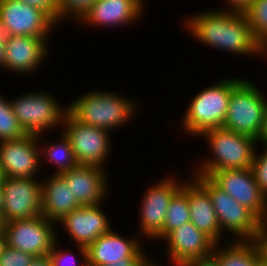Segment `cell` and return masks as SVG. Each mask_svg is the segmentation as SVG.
<instances>
[{
	"label": "cell",
	"mask_w": 267,
	"mask_h": 266,
	"mask_svg": "<svg viewBox=\"0 0 267 266\" xmlns=\"http://www.w3.org/2000/svg\"><path fill=\"white\" fill-rule=\"evenodd\" d=\"M190 222V208L188 201V179L184 180L182 187L173 195L169 203L163 231L154 239L159 242L173 230L184 223Z\"/></svg>",
	"instance_id": "25"
},
{
	"label": "cell",
	"mask_w": 267,
	"mask_h": 266,
	"mask_svg": "<svg viewBox=\"0 0 267 266\" xmlns=\"http://www.w3.org/2000/svg\"><path fill=\"white\" fill-rule=\"evenodd\" d=\"M55 224L44 216L38 215L31 219L4 223V232L9 247L29 253L34 257H41L49 255L58 240Z\"/></svg>",
	"instance_id": "9"
},
{
	"label": "cell",
	"mask_w": 267,
	"mask_h": 266,
	"mask_svg": "<svg viewBox=\"0 0 267 266\" xmlns=\"http://www.w3.org/2000/svg\"><path fill=\"white\" fill-rule=\"evenodd\" d=\"M50 37L6 35L4 70L32 75L48 57Z\"/></svg>",
	"instance_id": "15"
},
{
	"label": "cell",
	"mask_w": 267,
	"mask_h": 266,
	"mask_svg": "<svg viewBox=\"0 0 267 266\" xmlns=\"http://www.w3.org/2000/svg\"><path fill=\"white\" fill-rule=\"evenodd\" d=\"M266 102L258 86L244 77L230 95L223 127L259 141Z\"/></svg>",
	"instance_id": "6"
},
{
	"label": "cell",
	"mask_w": 267,
	"mask_h": 266,
	"mask_svg": "<svg viewBox=\"0 0 267 266\" xmlns=\"http://www.w3.org/2000/svg\"><path fill=\"white\" fill-rule=\"evenodd\" d=\"M258 266H267V261L264 260L261 256L259 257V264Z\"/></svg>",
	"instance_id": "44"
},
{
	"label": "cell",
	"mask_w": 267,
	"mask_h": 266,
	"mask_svg": "<svg viewBox=\"0 0 267 266\" xmlns=\"http://www.w3.org/2000/svg\"><path fill=\"white\" fill-rule=\"evenodd\" d=\"M254 241L258 247L260 256L267 261V233L260 230Z\"/></svg>",
	"instance_id": "35"
},
{
	"label": "cell",
	"mask_w": 267,
	"mask_h": 266,
	"mask_svg": "<svg viewBox=\"0 0 267 266\" xmlns=\"http://www.w3.org/2000/svg\"><path fill=\"white\" fill-rule=\"evenodd\" d=\"M106 169L94 165H77L61 173L80 206L104 203L109 193ZM108 193V194H107Z\"/></svg>",
	"instance_id": "20"
},
{
	"label": "cell",
	"mask_w": 267,
	"mask_h": 266,
	"mask_svg": "<svg viewBox=\"0 0 267 266\" xmlns=\"http://www.w3.org/2000/svg\"><path fill=\"white\" fill-rule=\"evenodd\" d=\"M42 137V135L38 136L41 166H43L42 161L45 158L44 163H51L56 167V171H53L52 174H61L78 165L70 141L62 131L61 136L58 137L61 139L52 141L46 145L44 143L40 144L43 140L40 139Z\"/></svg>",
	"instance_id": "24"
},
{
	"label": "cell",
	"mask_w": 267,
	"mask_h": 266,
	"mask_svg": "<svg viewBox=\"0 0 267 266\" xmlns=\"http://www.w3.org/2000/svg\"><path fill=\"white\" fill-rule=\"evenodd\" d=\"M58 241L59 240L56 241L53 250L49 253V257L52 260V266H87L86 247L76 245L78 252L77 254H79L80 258L82 257V259H79L82 261H79L76 259L75 257L76 255L72 254L73 252L70 251L71 249L69 250L65 248L62 249Z\"/></svg>",
	"instance_id": "28"
},
{
	"label": "cell",
	"mask_w": 267,
	"mask_h": 266,
	"mask_svg": "<svg viewBox=\"0 0 267 266\" xmlns=\"http://www.w3.org/2000/svg\"><path fill=\"white\" fill-rule=\"evenodd\" d=\"M4 231V221L2 216L0 215V233Z\"/></svg>",
	"instance_id": "45"
},
{
	"label": "cell",
	"mask_w": 267,
	"mask_h": 266,
	"mask_svg": "<svg viewBox=\"0 0 267 266\" xmlns=\"http://www.w3.org/2000/svg\"><path fill=\"white\" fill-rule=\"evenodd\" d=\"M8 247V239L6 233L3 231L2 233H0V257L3 255V253Z\"/></svg>",
	"instance_id": "40"
},
{
	"label": "cell",
	"mask_w": 267,
	"mask_h": 266,
	"mask_svg": "<svg viewBox=\"0 0 267 266\" xmlns=\"http://www.w3.org/2000/svg\"><path fill=\"white\" fill-rule=\"evenodd\" d=\"M26 135L15 116L10 99L0 95V142L16 140Z\"/></svg>",
	"instance_id": "27"
},
{
	"label": "cell",
	"mask_w": 267,
	"mask_h": 266,
	"mask_svg": "<svg viewBox=\"0 0 267 266\" xmlns=\"http://www.w3.org/2000/svg\"><path fill=\"white\" fill-rule=\"evenodd\" d=\"M41 166L39 139L26 134L0 142V168L3 177L36 178Z\"/></svg>",
	"instance_id": "14"
},
{
	"label": "cell",
	"mask_w": 267,
	"mask_h": 266,
	"mask_svg": "<svg viewBox=\"0 0 267 266\" xmlns=\"http://www.w3.org/2000/svg\"><path fill=\"white\" fill-rule=\"evenodd\" d=\"M203 137L207 142L210 157L199 161V165L191 175L209 176L215 171L222 169H243L251 168L254 152L259 145L258 141L250 136L238 134L235 131L219 127L205 131Z\"/></svg>",
	"instance_id": "3"
},
{
	"label": "cell",
	"mask_w": 267,
	"mask_h": 266,
	"mask_svg": "<svg viewBox=\"0 0 267 266\" xmlns=\"http://www.w3.org/2000/svg\"><path fill=\"white\" fill-rule=\"evenodd\" d=\"M242 77L222 78L198 92L189 102L179 124L185 133L201 136L205 131L223 127L230 95Z\"/></svg>",
	"instance_id": "4"
},
{
	"label": "cell",
	"mask_w": 267,
	"mask_h": 266,
	"mask_svg": "<svg viewBox=\"0 0 267 266\" xmlns=\"http://www.w3.org/2000/svg\"><path fill=\"white\" fill-rule=\"evenodd\" d=\"M129 237V238H128ZM141 237L123 235L111 229L94 240L87 248V266H102L125 262V258L145 257Z\"/></svg>",
	"instance_id": "17"
},
{
	"label": "cell",
	"mask_w": 267,
	"mask_h": 266,
	"mask_svg": "<svg viewBox=\"0 0 267 266\" xmlns=\"http://www.w3.org/2000/svg\"><path fill=\"white\" fill-rule=\"evenodd\" d=\"M50 93L32 91L10 99L12 110L26 134L43 135L63 126L68 107ZM47 132V133H46Z\"/></svg>",
	"instance_id": "7"
},
{
	"label": "cell",
	"mask_w": 267,
	"mask_h": 266,
	"mask_svg": "<svg viewBox=\"0 0 267 266\" xmlns=\"http://www.w3.org/2000/svg\"><path fill=\"white\" fill-rule=\"evenodd\" d=\"M258 143L267 145V102L264 108L262 132Z\"/></svg>",
	"instance_id": "39"
},
{
	"label": "cell",
	"mask_w": 267,
	"mask_h": 266,
	"mask_svg": "<svg viewBox=\"0 0 267 266\" xmlns=\"http://www.w3.org/2000/svg\"><path fill=\"white\" fill-rule=\"evenodd\" d=\"M188 201L190 222L215 243H220L222 236L226 233H221L216 212L207 190L193 176L188 181Z\"/></svg>",
	"instance_id": "22"
},
{
	"label": "cell",
	"mask_w": 267,
	"mask_h": 266,
	"mask_svg": "<svg viewBox=\"0 0 267 266\" xmlns=\"http://www.w3.org/2000/svg\"><path fill=\"white\" fill-rule=\"evenodd\" d=\"M96 0H57L59 22L67 17L78 21ZM71 17V18H70ZM65 18V19H64Z\"/></svg>",
	"instance_id": "29"
},
{
	"label": "cell",
	"mask_w": 267,
	"mask_h": 266,
	"mask_svg": "<svg viewBox=\"0 0 267 266\" xmlns=\"http://www.w3.org/2000/svg\"><path fill=\"white\" fill-rule=\"evenodd\" d=\"M151 184L144 195L142 194L139 207V234L146 240L151 241L163 231L166 212L173 195L182 187L183 180L173 176H166Z\"/></svg>",
	"instance_id": "11"
},
{
	"label": "cell",
	"mask_w": 267,
	"mask_h": 266,
	"mask_svg": "<svg viewBox=\"0 0 267 266\" xmlns=\"http://www.w3.org/2000/svg\"><path fill=\"white\" fill-rule=\"evenodd\" d=\"M51 176L41 180L42 199L41 213L47 220L58 222L80 207L68 188L64 177L61 174H50Z\"/></svg>",
	"instance_id": "21"
},
{
	"label": "cell",
	"mask_w": 267,
	"mask_h": 266,
	"mask_svg": "<svg viewBox=\"0 0 267 266\" xmlns=\"http://www.w3.org/2000/svg\"><path fill=\"white\" fill-rule=\"evenodd\" d=\"M29 5L36 6L44 10L56 23H59L57 0H21Z\"/></svg>",
	"instance_id": "32"
},
{
	"label": "cell",
	"mask_w": 267,
	"mask_h": 266,
	"mask_svg": "<svg viewBox=\"0 0 267 266\" xmlns=\"http://www.w3.org/2000/svg\"><path fill=\"white\" fill-rule=\"evenodd\" d=\"M208 177L260 220L264 217L267 197L256 183L251 168L222 169L211 173Z\"/></svg>",
	"instance_id": "13"
},
{
	"label": "cell",
	"mask_w": 267,
	"mask_h": 266,
	"mask_svg": "<svg viewBox=\"0 0 267 266\" xmlns=\"http://www.w3.org/2000/svg\"><path fill=\"white\" fill-rule=\"evenodd\" d=\"M144 0H96L78 20L85 26L124 27L140 19L145 12ZM104 26V27H103Z\"/></svg>",
	"instance_id": "19"
},
{
	"label": "cell",
	"mask_w": 267,
	"mask_h": 266,
	"mask_svg": "<svg viewBox=\"0 0 267 266\" xmlns=\"http://www.w3.org/2000/svg\"><path fill=\"white\" fill-rule=\"evenodd\" d=\"M261 230L267 233V203H266V212L264 217L261 219Z\"/></svg>",
	"instance_id": "42"
},
{
	"label": "cell",
	"mask_w": 267,
	"mask_h": 266,
	"mask_svg": "<svg viewBox=\"0 0 267 266\" xmlns=\"http://www.w3.org/2000/svg\"><path fill=\"white\" fill-rule=\"evenodd\" d=\"M211 197L221 233L228 231L230 240H254L261 230V220L219 188L208 176L192 175Z\"/></svg>",
	"instance_id": "5"
},
{
	"label": "cell",
	"mask_w": 267,
	"mask_h": 266,
	"mask_svg": "<svg viewBox=\"0 0 267 266\" xmlns=\"http://www.w3.org/2000/svg\"><path fill=\"white\" fill-rule=\"evenodd\" d=\"M144 257L125 258V262H117L116 264H108L102 266H137Z\"/></svg>",
	"instance_id": "38"
},
{
	"label": "cell",
	"mask_w": 267,
	"mask_h": 266,
	"mask_svg": "<svg viewBox=\"0 0 267 266\" xmlns=\"http://www.w3.org/2000/svg\"><path fill=\"white\" fill-rule=\"evenodd\" d=\"M2 180H3V174H2V171H1V168H0V184H1Z\"/></svg>",
	"instance_id": "46"
},
{
	"label": "cell",
	"mask_w": 267,
	"mask_h": 266,
	"mask_svg": "<svg viewBox=\"0 0 267 266\" xmlns=\"http://www.w3.org/2000/svg\"><path fill=\"white\" fill-rule=\"evenodd\" d=\"M225 7L223 10L245 12V10L252 4L253 0H224ZM228 4V5H227Z\"/></svg>",
	"instance_id": "34"
},
{
	"label": "cell",
	"mask_w": 267,
	"mask_h": 266,
	"mask_svg": "<svg viewBox=\"0 0 267 266\" xmlns=\"http://www.w3.org/2000/svg\"><path fill=\"white\" fill-rule=\"evenodd\" d=\"M69 139L79 165L105 168L112 146L109 131L78 122L67 112L61 129Z\"/></svg>",
	"instance_id": "8"
},
{
	"label": "cell",
	"mask_w": 267,
	"mask_h": 266,
	"mask_svg": "<svg viewBox=\"0 0 267 266\" xmlns=\"http://www.w3.org/2000/svg\"><path fill=\"white\" fill-rule=\"evenodd\" d=\"M183 19L185 30L206 46L237 56H264V49L255 39L244 12L206 9Z\"/></svg>",
	"instance_id": "1"
},
{
	"label": "cell",
	"mask_w": 267,
	"mask_h": 266,
	"mask_svg": "<svg viewBox=\"0 0 267 266\" xmlns=\"http://www.w3.org/2000/svg\"><path fill=\"white\" fill-rule=\"evenodd\" d=\"M33 255L8 247L0 257V266H28Z\"/></svg>",
	"instance_id": "31"
},
{
	"label": "cell",
	"mask_w": 267,
	"mask_h": 266,
	"mask_svg": "<svg viewBox=\"0 0 267 266\" xmlns=\"http://www.w3.org/2000/svg\"><path fill=\"white\" fill-rule=\"evenodd\" d=\"M6 34L0 29V68L4 69Z\"/></svg>",
	"instance_id": "37"
},
{
	"label": "cell",
	"mask_w": 267,
	"mask_h": 266,
	"mask_svg": "<svg viewBox=\"0 0 267 266\" xmlns=\"http://www.w3.org/2000/svg\"><path fill=\"white\" fill-rule=\"evenodd\" d=\"M181 266H219V264L216 257L210 254L206 257L187 260Z\"/></svg>",
	"instance_id": "33"
},
{
	"label": "cell",
	"mask_w": 267,
	"mask_h": 266,
	"mask_svg": "<svg viewBox=\"0 0 267 266\" xmlns=\"http://www.w3.org/2000/svg\"><path fill=\"white\" fill-rule=\"evenodd\" d=\"M227 241L222 246L216 243L213 249L219 266H258L260 253L254 240Z\"/></svg>",
	"instance_id": "23"
},
{
	"label": "cell",
	"mask_w": 267,
	"mask_h": 266,
	"mask_svg": "<svg viewBox=\"0 0 267 266\" xmlns=\"http://www.w3.org/2000/svg\"><path fill=\"white\" fill-rule=\"evenodd\" d=\"M37 179L3 177L1 185L4 197L2 209L4 223L42 215V187L41 180L39 177Z\"/></svg>",
	"instance_id": "12"
},
{
	"label": "cell",
	"mask_w": 267,
	"mask_h": 266,
	"mask_svg": "<svg viewBox=\"0 0 267 266\" xmlns=\"http://www.w3.org/2000/svg\"><path fill=\"white\" fill-rule=\"evenodd\" d=\"M153 260H149L148 256L146 255L137 266H161L158 262L156 261L152 262ZM163 266V265H162Z\"/></svg>",
	"instance_id": "41"
},
{
	"label": "cell",
	"mask_w": 267,
	"mask_h": 266,
	"mask_svg": "<svg viewBox=\"0 0 267 266\" xmlns=\"http://www.w3.org/2000/svg\"><path fill=\"white\" fill-rule=\"evenodd\" d=\"M162 241L167 244L166 259L172 266H181L187 260L206 257L213 253L216 244L192 222L171 231Z\"/></svg>",
	"instance_id": "16"
},
{
	"label": "cell",
	"mask_w": 267,
	"mask_h": 266,
	"mask_svg": "<svg viewBox=\"0 0 267 266\" xmlns=\"http://www.w3.org/2000/svg\"><path fill=\"white\" fill-rule=\"evenodd\" d=\"M56 24L39 7L21 0H0V29L6 35L50 37Z\"/></svg>",
	"instance_id": "10"
},
{
	"label": "cell",
	"mask_w": 267,
	"mask_h": 266,
	"mask_svg": "<svg viewBox=\"0 0 267 266\" xmlns=\"http://www.w3.org/2000/svg\"><path fill=\"white\" fill-rule=\"evenodd\" d=\"M267 58V47L264 49V59Z\"/></svg>",
	"instance_id": "47"
},
{
	"label": "cell",
	"mask_w": 267,
	"mask_h": 266,
	"mask_svg": "<svg viewBox=\"0 0 267 266\" xmlns=\"http://www.w3.org/2000/svg\"><path fill=\"white\" fill-rule=\"evenodd\" d=\"M244 13L255 39L265 49L267 47V0H253Z\"/></svg>",
	"instance_id": "26"
},
{
	"label": "cell",
	"mask_w": 267,
	"mask_h": 266,
	"mask_svg": "<svg viewBox=\"0 0 267 266\" xmlns=\"http://www.w3.org/2000/svg\"><path fill=\"white\" fill-rule=\"evenodd\" d=\"M260 145H263L264 148L261 147L260 153H257L258 150L254 152L251 170L256 183L267 197V145Z\"/></svg>",
	"instance_id": "30"
},
{
	"label": "cell",
	"mask_w": 267,
	"mask_h": 266,
	"mask_svg": "<svg viewBox=\"0 0 267 266\" xmlns=\"http://www.w3.org/2000/svg\"><path fill=\"white\" fill-rule=\"evenodd\" d=\"M115 93L110 90L86 92L67 105L68 112L80 123L111 133V130L128 124L138 112L136 100Z\"/></svg>",
	"instance_id": "2"
},
{
	"label": "cell",
	"mask_w": 267,
	"mask_h": 266,
	"mask_svg": "<svg viewBox=\"0 0 267 266\" xmlns=\"http://www.w3.org/2000/svg\"><path fill=\"white\" fill-rule=\"evenodd\" d=\"M3 203H4L3 190H2V185L0 184V215L1 216H2Z\"/></svg>",
	"instance_id": "43"
},
{
	"label": "cell",
	"mask_w": 267,
	"mask_h": 266,
	"mask_svg": "<svg viewBox=\"0 0 267 266\" xmlns=\"http://www.w3.org/2000/svg\"><path fill=\"white\" fill-rule=\"evenodd\" d=\"M28 266H52L49 255L34 257Z\"/></svg>",
	"instance_id": "36"
},
{
	"label": "cell",
	"mask_w": 267,
	"mask_h": 266,
	"mask_svg": "<svg viewBox=\"0 0 267 266\" xmlns=\"http://www.w3.org/2000/svg\"><path fill=\"white\" fill-rule=\"evenodd\" d=\"M102 205L105 204L80 206L58 222L75 246L87 248L94 240L112 229L110 219L105 210L101 209Z\"/></svg>",
	"instance_id": "18"
}]
</instances>
